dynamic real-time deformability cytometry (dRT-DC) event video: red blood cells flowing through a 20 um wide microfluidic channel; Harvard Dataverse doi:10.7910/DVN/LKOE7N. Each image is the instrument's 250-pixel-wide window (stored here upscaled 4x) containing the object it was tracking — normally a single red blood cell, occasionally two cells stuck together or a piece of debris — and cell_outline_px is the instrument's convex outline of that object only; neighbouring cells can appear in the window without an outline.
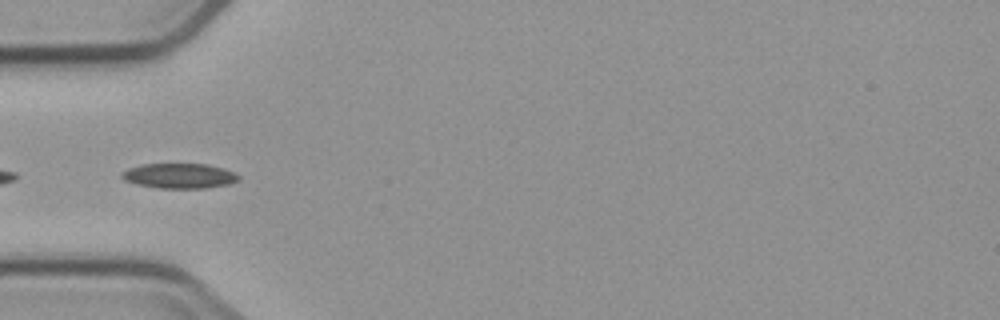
{"species": "common noctule bat (a hibernating species)", "species_latin": "Nyctalus noctula", "temperature_condition": "cold", "stored_images_in_passage": 8, "camera_frame_rate_fps": 3000, "um_per_image_px": 0.085, "animal": {"sex": "male", "body_mass_g": 23.1, "forearm_length_mm": 52.7}, "frame": {"image": 1, "passage_image": 5, "time_ms": 5.667, "image_size_px": [1000, 320], "cell_outline_px": [[240, 180], [228, 184], [204, 188], [160, 188], [136, 184], [124, 180], [120, 176], [120, 172], [128, 168], [140, 164], [208, 164], [224, 168], [240, 176]], "centroid_in_image_um": [15.22, 14.94], "position_along_channel_um": 69.8, "area_um2": 17.11}}
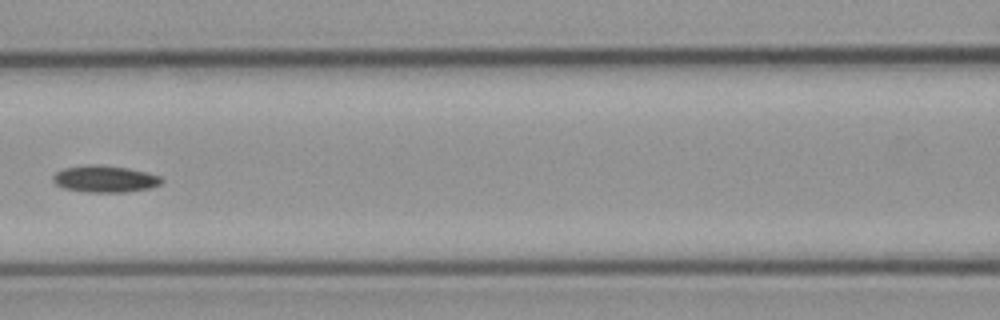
{"frame": {"image": 2, "passage_image": 7, "time_ms": 8.0, "image_size_px": [1000, 320], "cell_outline_px": [[164, 180], [160, 184], [148, 188], [124, 192], [88, 192], [64, 188], [56, 184], [52, 180], [52, 176], [56, 172], [64, 168], [84, 164], [100, 164], [128, 168], [160, 176]], "centroid_in_image_um": [8.88, 15.19], "position_along_channel_um": 157.7, "area_um2": 16.94}}
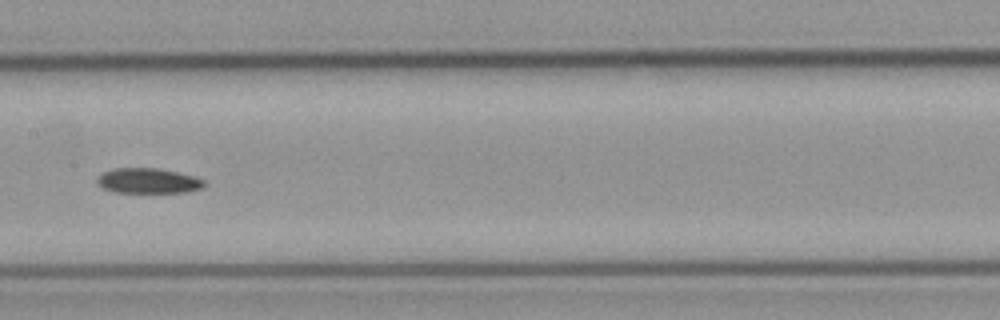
{"frame": {"image": 3, "passage_image": 8, "time_ms": 9.0, "image_size_px": [1000, 320], "cell_outline_px": [[208, 184], [204, 188], [188, 192], [116, 192], [104, 188], [96, 180], [104, 172], [112, 168], [156, 168], [196, 176], [204, 180]], "centroid_in_image_um": [12.68, 15.37], "position_along_channel_um": 194.7, "area_um2": 15.66}}